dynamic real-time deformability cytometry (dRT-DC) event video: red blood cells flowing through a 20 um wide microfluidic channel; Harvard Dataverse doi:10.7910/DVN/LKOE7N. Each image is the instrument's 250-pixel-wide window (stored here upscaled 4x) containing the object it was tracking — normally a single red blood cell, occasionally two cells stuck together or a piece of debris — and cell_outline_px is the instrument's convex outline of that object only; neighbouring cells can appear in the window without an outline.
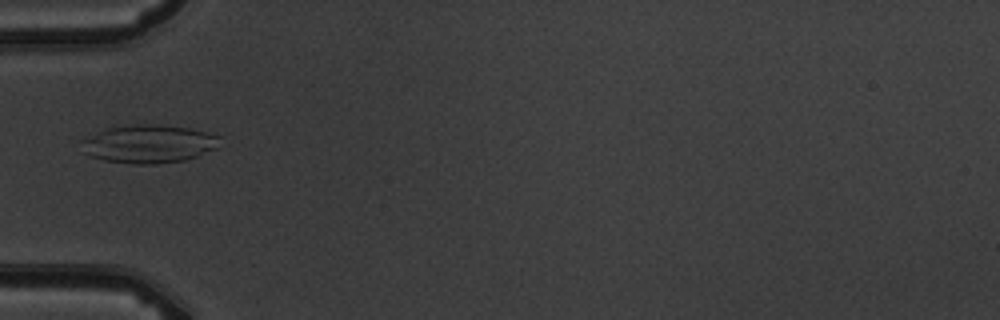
{"species": "common noctule bat (a hibernating species)", "species_latin": "Nyctalus noctula", "temperature_condition": "warm", "stored_images_in_passage": 5, "camera_frame_rate_fps": 3000, "um_per_image_px": 0.085, "animal": {"sex": "male", "body_mass_g": 19.5, "forearm_length_mm": 54.6}, "frame": {"image": 1, "passage_image": 4, "time_ms": 3.667, "image_size_px": [1000, 320], "cell_outline_px": [[220, 148], [184, 160], [156, 164], [136, 164], [104, 160], [80, 152], [80, 140], [104, 128], [136, 124], [156, 124], [188, 128], [220, 136]], "centroid_in_image_um": [12.61, 12.23], "position_along_channel_um": 72.4, "area_um2": 31.1}}
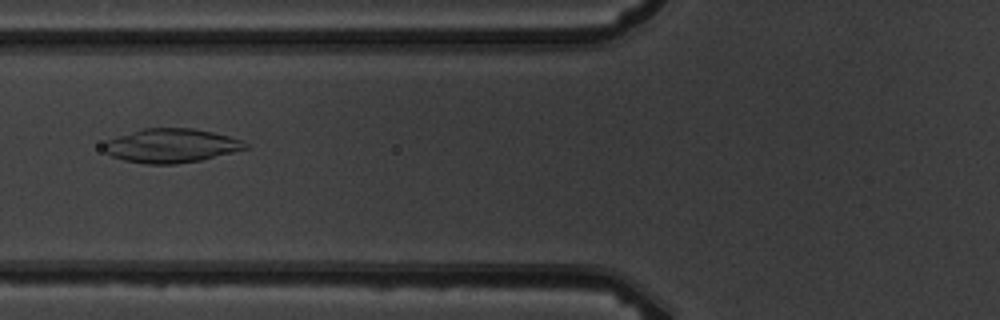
{"frame": {"image": 2, "passage_image": 5, "time_ms": 4.667, "image_size_px": [1000, 320], "cell_outline_px": [[248, 148], [200, 160], [176, 164], [148, 164], [124, 160], [112, 156], [104, 152], [108, 140], [144, 128], [192, 128], [212, 132], [228, 136], [240, 140], [248, 144]], "centroid_in_image_um": [14.57, 12.38], "position_along_channel_um": 111.2, "area_um2": 27.46}}